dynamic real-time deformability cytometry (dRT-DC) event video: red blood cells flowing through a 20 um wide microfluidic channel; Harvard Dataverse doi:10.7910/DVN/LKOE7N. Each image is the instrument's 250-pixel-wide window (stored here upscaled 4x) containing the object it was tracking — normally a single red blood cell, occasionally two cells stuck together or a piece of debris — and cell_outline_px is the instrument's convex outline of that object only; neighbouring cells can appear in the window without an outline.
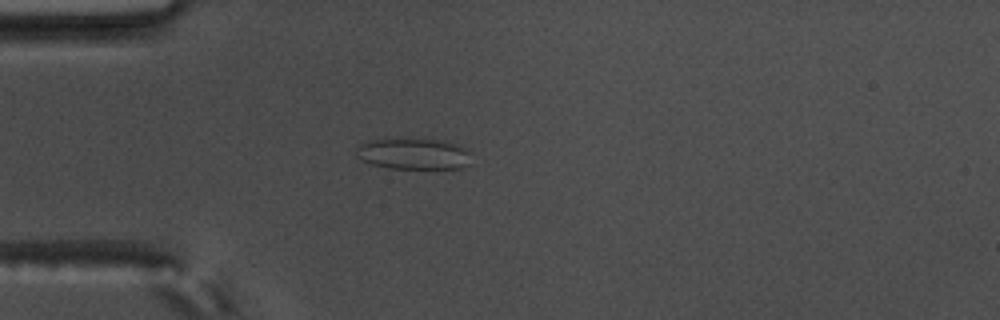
{"species": "common noctule bat (a hibernating species)", "species_latin": "Nyctalus noctula", "temperature_condition": "warm", "stored_images_in_passage": 55, "camera_frame_rate_fps": 3000, "um_per_image_px": 0.085, "animal": {"sex": "male", "body_mass_g": 17.5, "forearm_length_mm": 52.3}, "frame": {"image": 1, "passage_image": 15, "time_ms": 4.667, "image_size_px": [1000, 320], "cell_outline_px": [[468, 164], [460, 168], [388, 168], [372, 164], [360, 160], [356, 156], [356, 148], [360, 144], [372, 140], [400, 136], [412, 136], [436, 140], [452, 144], [464, 148], [468, 152]], "centroid_in_image_um": [35.03, 13.03], "position_along_channel_um": 50.0, "area_um2": 21.21}}
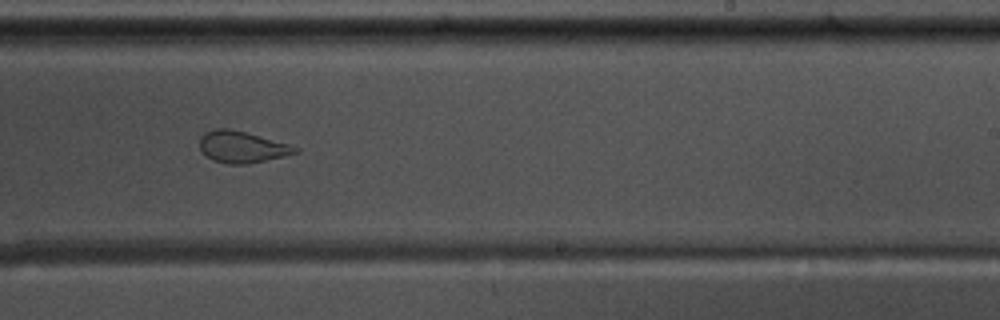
{"frame": {"image": 2, "passage_image": 34, "time_ms": 11.0, "image_size_px": [1000, 320], "cell_outline_px": [[300, 152], [284, 156], [248, 164], [228, 164], [212, 160], [200, 148], [200, 136], [204, 132], [212, 128], [228, 128], [244, 132], [288, 144], [300, 148]], "centroid_in_image_um": [20.55, 12.49], "position_along_channel_um": 268.4, "area_um2": 17.46}}
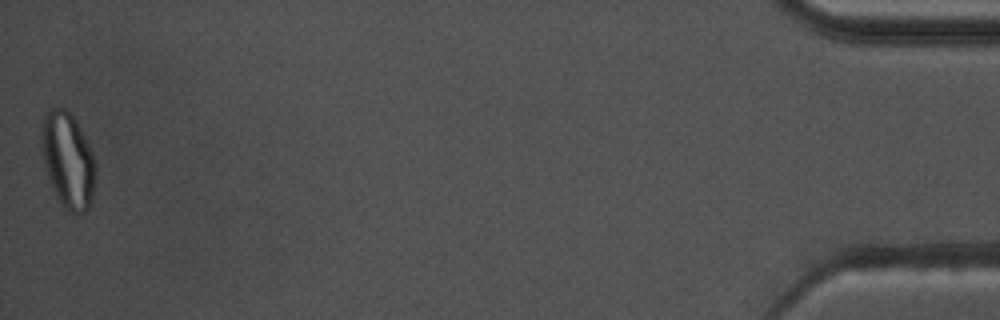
{"frame": {"image": 3, "passage_image": 55, "time_ms": 18.0, "image_size_px": [1000, 320], "cell_outline_px": [[92, 196], [88, 208], [84, 212], [76, 216], [64, 208], [60, 204], [48, 176], [40, 144], [40, 136], [44, 112], [48, 108], [64, 108], [76, 120], [84, 136], [92, 156]], "centroid_in_image_um": [5.7, 13.59], "position_along_channel_um": 429.5, "area_um2": 29.36}, "authors_computed_cell_mechanics": {"area_um2": 22.6576, "velocity_mm_per_s": 3.6554, "shape_relaxation_time_tau1_ms": null, "shape_relaxation_time_tau2_ms": 0.9443, "deformation_change_tau1": null, "deformation_change_tau2": 0.0852}}